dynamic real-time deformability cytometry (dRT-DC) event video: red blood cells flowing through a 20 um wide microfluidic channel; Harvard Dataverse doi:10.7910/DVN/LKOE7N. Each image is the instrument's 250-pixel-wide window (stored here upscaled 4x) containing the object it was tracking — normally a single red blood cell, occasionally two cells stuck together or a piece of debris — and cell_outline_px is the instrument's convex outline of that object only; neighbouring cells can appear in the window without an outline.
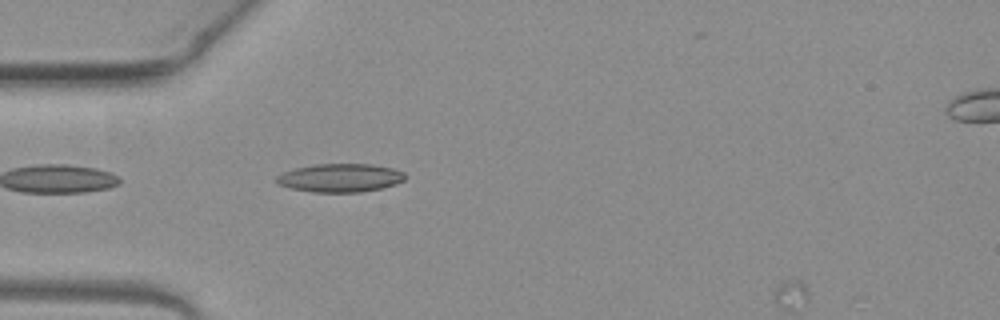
{"species": "common noctule bat (a hibernating species)", "species_latin": "Nyctalus noctula", "temperature_condition": "warm", "stored_images_in_passage": 33, "camera_frame_rate_fps": 3000, "um_per_image_px": 0.085, "animal": {"sex": "female", "body_mass_g": 19.3, "forearm_length_mm": 54.1}, "frame": {"image": 1, "passage_image": 1, "time_ms": 0.0, "image_size_px": [1000, 320], "cell_outline_px": [[404, 180], [396, 184], [380, 188], [360, 192], [312, 192], [292, 188], [276, 184], [276, 176], [284, 172], [296, 168], [316, 164], [372, 164], [392, 168], [404, 172]], "centroid_in_image_um": [28.91, 15.11], "position_along_channel_um": 56.1, "area_um2": 21.15}}
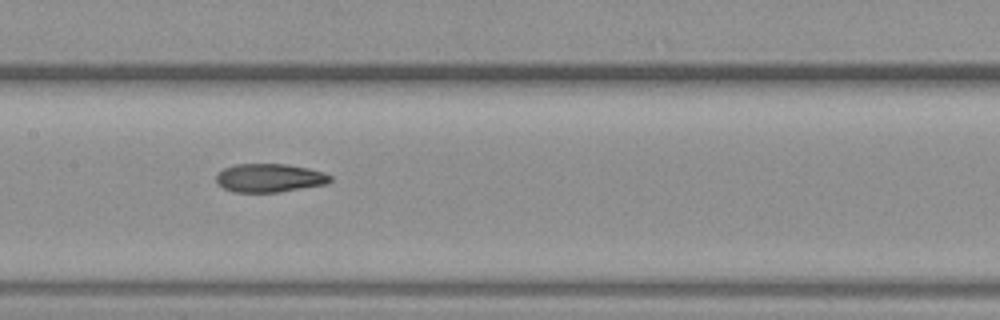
{"frame": {"image": 2, "passage_image": 11, "time_ms": 3.333, "image_size_px": [1000, 320], "cell_outline_px": [[332, 180], [328, 184], [276, 192], [236, 192], [224, 188], [216, 180], [216, 176], [224, 168], [236, 164], [288, 164], [308, 168], [324, 172], [332, 176]], "centroid_in_image_um": [22.96, 15.12], "position_along_channel_um": 184.4, "area_um2": 18.84}}
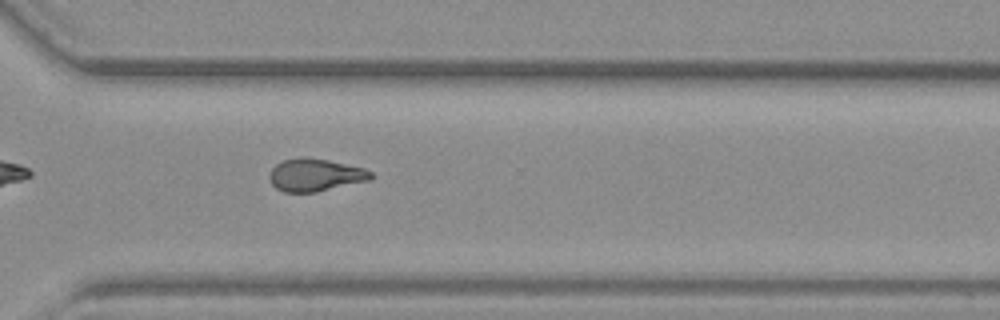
{"frame": {"image": 3, "passage_image": 23, "time_ms": 7.333, "image_size_px": [1000, 320], "cell_outline_px": [[372, 176], [368, 180], [316, 192], [284, 192], [276, 188], [272, 184], [268, 176], [272, 168], [276, 164], [284, 160], [300, 156], [304, 156], [328, 160], [364, 168], [372, 172]], "centroid_in_image_um": [26.75, 14.86], "position_along_channel_um": 343.8, "area_um2": 19.19}}